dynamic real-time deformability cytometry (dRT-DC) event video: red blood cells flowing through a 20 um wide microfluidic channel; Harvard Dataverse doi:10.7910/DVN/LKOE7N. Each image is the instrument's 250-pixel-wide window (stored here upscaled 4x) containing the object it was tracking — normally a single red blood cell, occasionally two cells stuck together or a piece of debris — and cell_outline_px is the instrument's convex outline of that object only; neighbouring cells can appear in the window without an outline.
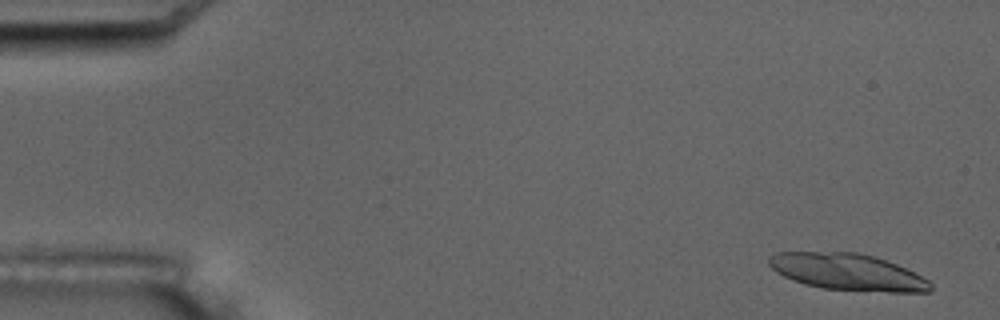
{"species": "common noctule bat (a hibernating species)", "species_latin": "Nyctalus noctula", "temperature_condition": "room temperature", "stored_images_in_passage": 5, "camera_frame_rate_fps": 3000, "um_per_image_px": 0.085, "animal": {"sex": "male", "body_mass_g": 17.5, "forearm_length_mm": 52.3}, "frame": {"image": 1, "passage_image": 1, "time_ms": 0.0, "image_size_px": [1000, 320], "cell_outline_px": [[932, 288], [928, 292], [888, 292], [824, 288], [804, 284], [792, 280], [776, 272], [768, 264], [768, 256], [776, 252], [856, 252], [872, 256], [896, 264], [928, 280], [932, 284]], "centroid_in_image_um": [72.0, 23.11], "position_along_channel_um": 13.0, "area_um2": 34.22}}